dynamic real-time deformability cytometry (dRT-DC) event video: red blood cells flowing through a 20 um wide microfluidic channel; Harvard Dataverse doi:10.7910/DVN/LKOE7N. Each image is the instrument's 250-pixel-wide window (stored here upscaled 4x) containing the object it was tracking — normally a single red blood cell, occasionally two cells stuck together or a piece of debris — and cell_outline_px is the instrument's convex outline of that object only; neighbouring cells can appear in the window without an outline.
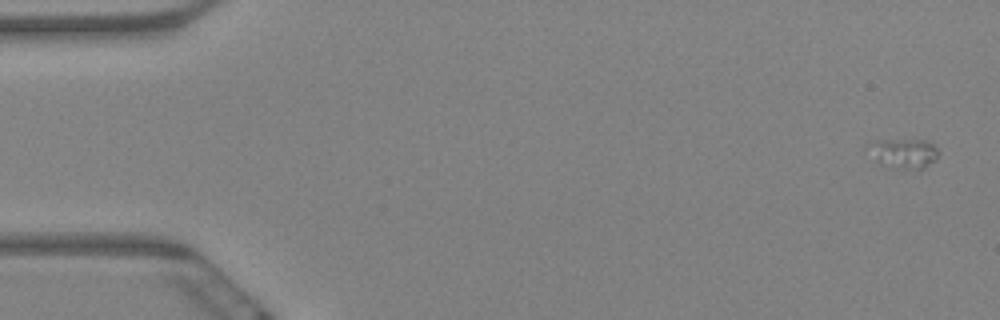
{"species": "Egyptian fruit bat (a non-hibernating species)", "species_latin": "Rousettus aegyptiacus", "temperature_condition": "warm", "stored_images_in_passage": 6, "camera_frame_rate_fps": 3000, "um_per_image_px": 0.085, "animal": {"sex": "female"}, "frame": {"image": 1, "passage_image": 1, "time_ms": 0.0, "image_size_px": [1000, 320], "cell_outline_px": [[936, 160], [924, 168], [896, 168], [880, 164], [864, 148], [864, 144], [872, 140], [928, 140], [936, 148]], "centroid_in_image_um": [76.71, 13.0], "position_along_channel_um": 8.3, "area_um2": 12.25}}